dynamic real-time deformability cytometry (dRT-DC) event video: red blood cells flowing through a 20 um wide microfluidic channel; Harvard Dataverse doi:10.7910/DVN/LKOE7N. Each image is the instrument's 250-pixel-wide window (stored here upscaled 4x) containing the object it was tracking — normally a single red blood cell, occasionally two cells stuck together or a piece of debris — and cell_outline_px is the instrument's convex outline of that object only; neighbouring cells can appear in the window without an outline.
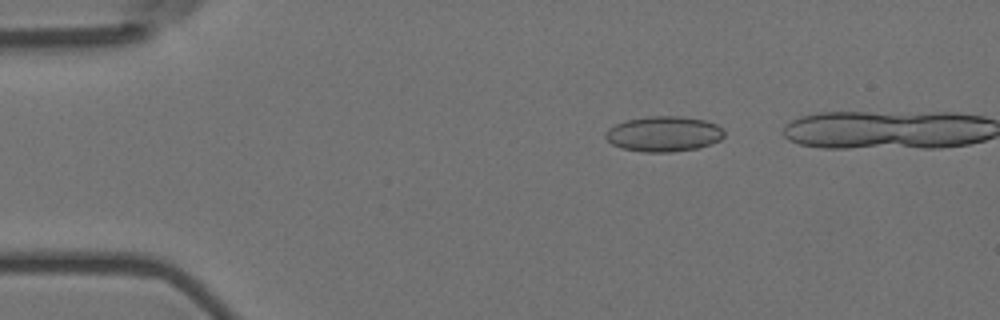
{"species": "Egyptian fruit bat (a non-hibernating species)", "species_latin": "Rousettus aegyptiacus", "temperature_condition": "room temperature", "stored_images_in_passage": 5, "camera_frame_rate_fps": 3000, "um_per_image_px": 0.085, "animal": {"sex": "female"}, "frame": {"image": 1, "passage_image": 2, "time_ms": 0.333, "image_size_px": [1000, 320], "cell_outline_px": [[724, 136], [720, 140], [696, 148], [672, 152], [644, 152], [620, 148], [612, 144], [604, 136], [604, 132], [608, 128], [616, 124], [628, 120], [648, 116], [680, 116], [704, 120], [716, 124], [724, 132]], "centroid_in_image_um": [56.38, 11.38], "position_along_channel_um": 28.6, "area_um2": 24.33}}